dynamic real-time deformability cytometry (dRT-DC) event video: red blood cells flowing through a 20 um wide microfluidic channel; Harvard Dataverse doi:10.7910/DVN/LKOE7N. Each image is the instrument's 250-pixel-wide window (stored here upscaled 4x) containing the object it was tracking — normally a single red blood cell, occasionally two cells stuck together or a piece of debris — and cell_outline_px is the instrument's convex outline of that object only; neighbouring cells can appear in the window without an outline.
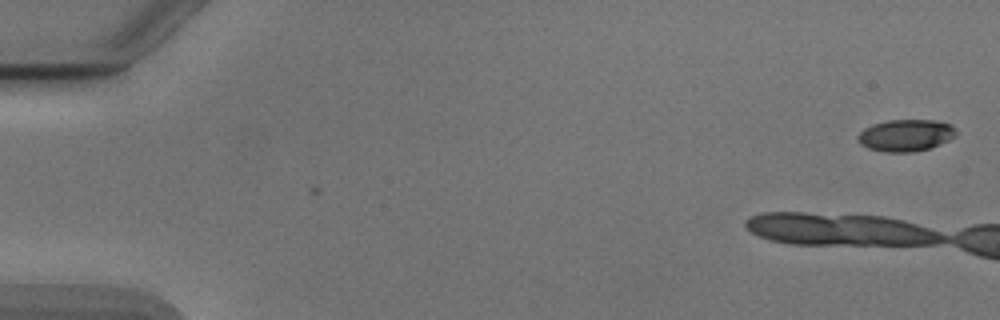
{"species": "Egyptian fruit bat (a non-hibernating species)", "species_latin": "Rousettus aegyptiacus", "temperature_condition": "cold", "stored_images_in_passage": 2, "camera_frame_rate_fps": 3000, "um_per_image_px": 0.085, "animal": {"sex": "male"}, "frame": {"image": 1, "passage_image": 2, "time_ms": 0.333, "image_size_px": [1000, 320], "cell_outline_px": [[956, 136], [940, 144], [928, 148], [912, 152], [884, 152], [868, 148], [860, 144], [856, 140], [856, 136], [864, 128], [872, 124], [888, 120], [932, 120], [948, 124], [956, 132]], "centroid_in_image_um": [76.92, 11.51], "position_along_channel_um": 8.1, "area_um2": 18.15}}